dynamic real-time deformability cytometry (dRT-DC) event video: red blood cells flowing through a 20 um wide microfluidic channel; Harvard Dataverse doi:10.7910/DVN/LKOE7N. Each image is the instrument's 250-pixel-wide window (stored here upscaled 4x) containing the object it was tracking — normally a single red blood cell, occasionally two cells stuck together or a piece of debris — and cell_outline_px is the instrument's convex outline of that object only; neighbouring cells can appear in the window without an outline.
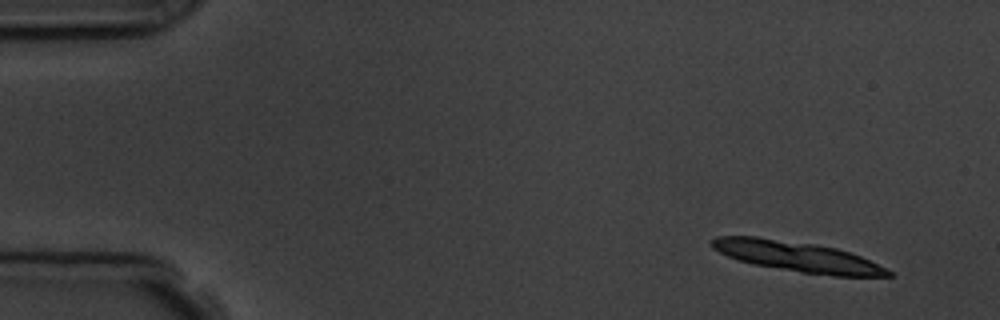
{"species": "common noctule bat (a hibernating species)", "species_latin": "Nyctalus noctula", "temperature_condition": "room temperature", "stored_images_in_passage": 5, "camera_frame_rate_fps": 3000, "um_per_image_px": 0.085, "animal": {"sex": "male", "body_mass_g": 19.5, "forearm_length_mm": 54.6}, "frame": {"image": 1, "passage_image": 1, "time_ms": 0.0, "image_size_px": [1000, 320], "cell_outline_px": [[892, 276], [836, 276], [804, 272], [752, 264], [736, 260], [712, 248], [712, 240], [716, 236], [756, 236], [816, 244], [836, 248], [860, 256], [892, 272]], "centroid_in_image_um": [67.72, 21.79], "position_along_channel_um": 17.3, "area_um2": 30.63}}